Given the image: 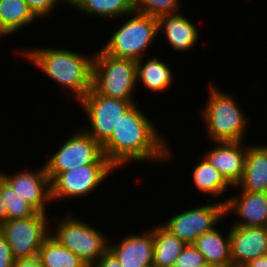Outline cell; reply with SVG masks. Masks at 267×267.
<instances>
[{"mask_svg": "<svg viewBox=\"0 0 267 267\" xmlns=\"http://www.w3.org/2000/svg\"><path fill=\"white\" fill-rule=\"evenodd\" d=\"M7 220L6 206L0 195V225Z\"/></svg>", "mask_w": 267, "mask_h": 267, "instance_id": "34", "label": "cell"}, {"mask_svg": "<svg viewBox=\"0 0 267 267\" xmlns=\"http://www.w3.org/2000/svg\"><path fill=\"white\" fill-rule=\"evenodd\" d=\"M197 267H218V266L205 262L201 265H198Z\"/></svg>", "mask_w": 267, "mask_h": 267, "instance_id": "35", "label": "cell"}, {"mask_svg": "<svg viewBox=\"0 0 267 267\" xmlns=\"http://www.w3.org/2000/svg\"><path fill=\"white\" fill-rule=\"evenodd\" d=\"M214 143L215 147L206 151L204 157L232 187L237 186L244 174L247 146H244L243 141Z\"/></svg>", "mask_w": 267, "mask_h": 267, "instance_id": "14", "label": "cell"}, {"mask_svg": "<svg viewBox=\"0 0 267 267\" xmlns=\"http://www.w3.org/2000/svg\"><path fill=\"white\" fill-rule=\"evenodd\" d=\"M14 260L8 241L0 232V267H13Z\"/></svg>", "mask_w": 267, "mask_h": 267, "instance_id": "30", "label": "cell"}, {"mask_svg": "<svg viewBox=\"0 0 267 267\" xmlns=\"http://www.w3.org/2000/svg\"><path fill=\"white\" fill-rule=\"evenodd\" d=\"M78 104L91 125L84 130L102 146L111 137L121 117L137 102L106 97L91 88Z\"/></svg>", "mask_w": 267, "mask_h": 267, "instance_id": "8", "label": "cell"}, {"mask_svg": "<svg viewBox=\"0 0 267 267\" xmlns=\"http://www.w3.org/2000/svg\"><path fill=\"white\" fill-rule=\"evenodd\" d=\"M146 233L124 236L119 243L108 244L120 267H147L153 265L154 227Z\"/></svg>", "mask_w": 267, "mask_h": 267, "instance_id": "15", "label": "cell"}, {"mask_svg": "<svg viewBox=\"0 0 267 267\" xmlns=\"http://www.w3.org/2000/svg\"><path fill=\"white\" fill-rule=\"evenodd\" d=\"M147 116L134 104L102 145L103 154L116 168L132 161L162 163L171 159L170 145Z\"/></svg>", "mask_w": 267, "mask_h": 267, "instance_id": "1", "label": "cell"}, {"mask_svg": "<svg viewBox=\"0 0 267 267\" xmlns=\"http://www.w3.org/2000/svg\"><path fill=\"white\" fill-rule=\"evenodd\" d=\"M117 168L114 165H85L58 173L51 181V201L87 196Z\"/></svg>", "mask_w": 267, "mask_h": 267, "instance_id": "11", "label": "cell"}, {"mask_svg": "<svg viewBox=\"0 0 267 267\" xmlns=\"http://www.w3.org/2000/svg\"><path fill=\"white\" fill-rule=\"evenodd\" d=\"M0 195L6 206L7 220L29 218L38 211L22 199L0 175Z\"/></svg>", "mask_w": 267, "mask_h": 267, "instance_id": "26", "label": "cell"}, {"mask_svg": "<svg viewBox=\"0 0 267 267\" xmlns=\"http://www.w3.org/2000/svg\"><path fill=\"white\" fill-rule=\"evenodd\" d=\"M232 267H243L250 260L267 255V227L231 226Z\"/></svg>", "mask_w": 267, "mask_h": 267, "instance_id": "13", "label": "cell"}, {"mask_svg": "<svg viewBox=\"0 0 267 267\" xmlns=\"http://www.w3.org/2000/svg\"><path fill=\"white\" fill-rule=\"evenodd\" d=\"M209 202L207 199L203 206L181 211L162 224L186 244H193L200 235L216 228L226 215V201Z\"/></svg>", "mask_w": 267, "mask_h": 267, "instance_id": "10", "label": "cell"}, {"mask_svg": "<svg viewBox=\"0 0 267 267\" xmlns=\"http://www.w3.org/2000/svg\"><path fill=\"white\" fill-rule=\"evenodd\" d=\"M136 61L116 58L100 49L93 58L92 89L106 97L135 102Z\"/></svg>", "mask_w": 267, "mask_h": 267, "instance_id": "4", "label": "cell"}, {"mask_svg": "<svg viewBox=\"0 0 267 267\" xmlns=\"http://www.w3.org/2000/svg\"><path fill=\"white\" fill-rule=\"evenodd\" d=\"M52 222L56 223V231L50 235L79 257L87 267H91L108 250L110 240L107 235L71 213L63 219L56 217Z\"/></svg>", "mask_w": 267, "mask_h": 267, "instance_id": "6", "label": "cell"}, {"mask_svg": "<svg viewBox=\"0 0 267 267\" xmlns=\"http://www.w3.org/2000/svg\"><path fill=\"white\" fill-rule=\"evenodd\" d=\"M91 267H120L118 259L108 249Z\"/></svg>", "mask_w": 267, "mask_h": 267, "instance_id": "31", "label": "cell"}, {"mask_svg": "<svg viewBox=\"0 0 267 267\" xmlns=\"http://www.w3.org/2000/svg\"><path fill=\"white\" fill-rule=\"evenodd\" d=\"M154 227L153 266L173 267L174 262L187 244L162 223Z\"/></svg>", "mask_w": 267, "mask_h": 267, "instance_id": "22", "label": "cell"}, {"mask_svg": "<svg viewBox=\"0 0 267 267\" xmlns=\"http://www.w3.org/2000/svg\"><path fill=\"white\" fill-rule=\"evenodd\" d=\"M180 0H134V11L159 18L180 10Z\"/></svg>", "mask_w": 267, "mask_h": 267, "instance_id": "27", "label": "cell"}, {"mask_svg": "<svg viewBox=\"0 0 267 267\" xmlns=\"http://www.w3.org/2000/svg\"><path fill=\"white\" fill-rule=\"evenodd\" d=\"M69 6L86 15L116 19L134 12V0H69Z\"/></svg>", "mask_w": 267, "mask_h": 267, "instance_id": "23", "label": "cell"}, {"mask_svg": "<svg viewBox=\"0 0 267 267\" xmlns=\"http://www.w3.org/2000/svg\"><path fill=\"white\" fill-rule=\"evenodd\" d=\"M38 19L25 0H0V36L20 31Z\"/></svg>", "mask_w": 267, "mask_h": 267, "instance_id": "21", "label": "cell"}, {"mask_svg": "<svg viewBox=\"0 0 267 267\" xmlns=\"http://www.w3.org/2000/svg\"><path fill=\"white\" fill-rule=\"evenodd\" d=\"M203 263H205L203 254L193 244H187L173 267H197Z\"/></svg>", "mask_w": 267, "mask_h": 267, "instance_id": "28", "label": "cell"}, {"mask_svg": "<svg viewBox=\"0 0 267 267\" xmlns=\"http://www.w3.org/2000/svg\"><path fill=\"white\" fill-rule=\"evenodd\" d=\"M243 267H267V255L250 260Z\"/></svg>", "mask_w": 267, "mask_h": 267, "instance_id": "33", "label": "cell"}, {"mask_svg": "<svg viewBox=\"0 0 267 267\" xmlns=\"http://www.w3.org/2000/svg\"><path fill=\"white\" fill-rule=\"evenodd\" d=\"M131 15L101 49L110 56L137 61L158 37V19L135 11Z\"/></svg>", "mask_w": 267, "mask_h": 267, "instance_id": "5", "label": "cell"}, {"mask_svg": "<svg viewBox=\"0 0 267 267\" xmlns=\"http://www.w3.org/2000/svg\"><path fill=\"white\" fill-rule=\"evenodd\" d=\"M36 68L40 69L56 83L72 92L79 102L92 88L93 56H85L77 51L58 48H33L22 54Z\"/></svg>", "mask_w": 267, "mask_h": 267, "instance_id": "2", "label": "cell"}, {"mask_svg": "<svg viewBox=\"0 0 267 267\" xmlns=\"http://www.w3.org/2000/svg\"><path fill=\"white\" fill-rule=\"evenodd\" d=\"M13 190L38 212L47 213V202L51 203L50 178L43 164L37 171H20L13 175L1 173Z\"/></svg>", "mask_w": 267, "mask_h": 267, "instance_id": "12", "label": "cell"}, {"mask_svg": "<svg viewBox=\"0 0 267 267\" xmlns=\"http://www.w3.org/2000/svg\"><path fill=\"white\" fill-rule=\"evenodd\" d=\"M38 257L43 267H87L79 257L51 235L44 240Z\"/></svg>", "mask_w": 267, "mask_h": 267, "instance_id": "25", "label": "cell"}, {"mask_svg": "<svg viewBox=\"0 0 267 267\" xmlns=\"http://www.w3.org/2000/svg\"><path fill=\"white\" fill-rule=\"evenodd\" d=\"M208 99L200 114L206 125V135L212 140L242 142L248 119L235 98L209 85Z\"/></svg>", "mask_w": 267, "mask_h": 267, "instance_id": "3", "label": "cell"}, {"mask_svg": "<svg viewBox=\"0 0 267 267\" xmlns=\"http://www.w3.org/2000/svg\"><path fill=\"white\" fill-rule=\"evenodd\" d=\"M28 4L29 9L33 14L38 18L42 19L45 16H48L53 9L57 7L60 1L69 3L68 0H25Z\"/></svg>", "mask_w": 267, "mask_h": 267, "instance_id": "29", "label": "cell"}, {"mask_svg": "<svg viewBox=\"0 0 267 267\" xmlns=\"http://www.w3.org/2000/svg\"><path fill=\"white\" fill-rule=\"evenodd\" d=\"M192 178L198 191L211 195L213 198H219L231 186L204 156L193 167Z\"/></svg>", "mask_w": 267, "mask_h": 267, "instance_id": "24", "label": "cell"}, {"mask_svg": "<svg viewBox=\"0 0 267 267\" xmlns=\"http://www.w3.org/2000/svg\"><path fill=\"white\" fill-rule=\"evenodd\" d=\"M214 228L200 235L193 245L203 254L207 263L218 267H232L230 255V230L224 237Z\"/></svg>", "mask_w": 267, "mask_h": 267, "instance_id": "19", "label": "cell"}, {"mask_svg": "<svg viewBox=\"0 0 267 267\" xmlns=\"http://www.w3.org/2000/svg\"><path fill=\"white\" fill-rule=\"evenodd\" d=\"M172 69L166 61L153 57L145 61L141 58L136 61V78L141 81L145 88L153 92H163L170 87L173 74Z\"/></svg>", "mask_w": 267, "mask_h": 267, "instance_id": "20", "label": "cell"}, {"mask_svg": "<svg viewBox=\"0 0 267 267\" xmlns=\"http://www.w3.org/2000/svg\"><path fill=\"white\" fill-rule=\"evenodd\" d=\"M44 164L50 181L60 172L85 165H113L103 154L102 146L84 129L72 134Z\"/></svg>", "mask_w": 267, "mask_h": 267, "instance_id": "7", "label": "cell"}, {"mask_svg": "<svg viewBox=\"0 0 267 267\" xmlns=\"http://www.w3.org/2000/svg\"><path fill=\"white\" fill-rule=\"evenodd\" d=\"M158 32L164 33L169 45L179 52L191 50L199 38L196 25L179 12L159 17Z\"/></svg>", "mask_w": 267, "mask_h": 267, "instance_id": "17", "label": "cell"}, {"mask_svg": "<svg viewBox=\"0 0 267 267\" xmlns=\"http://www.w3.org/2000/svg\"><path fill=\"white\" fill-rule=\"evenodd\" d=\"M13 267H43L38 255L14 260Z\"/></svg>", "mask_w": 267, "mask_h": 267, "instance_id": "32", "label": "cell"}, {"mask_svg": "<svg viewBox=\"0 0 267 267\" xmlns=\"http://www.w3.org/2000/svg\"><path fill=\"white\" fill-rule=\"evenodd\" d=\"M46 215L37 212L29 218L6 220L0 225V232L6 237L14 259L38 255L51 232L48 227L51 222Z\"/></svg>", "mask_w": 267, "mask_h": 267, "instance_id": "9", "label": "cell"}, {"mask_svg": "<svg viewBox=\"0 0 267 267\" xmlns=\"http://www.w3.org/2000/svg\"><path fill=\"white\" fill-rule=\"evenodd\" d=\"M238 195L223 199L226 215L235 212L240 218L232 225L267 227V192L242 191Z\"/></svg>", "mask_w": 267, "mask_h": 267, "instance_id": "16", "label": "cell"}, {"mask_svg": "<svg viewBox=\"0 0 267 267\" xmlns=\"http://www.w3.org/2000/svg\"><path fill=\"white\" fill-rule=\"evenodd\" d=\"M234 188L248 192H267V145H247L244 174Z\"/></svg>", "mask_w": 267, "mask_h": 267, "instance_id": "18", "label": "cell"}]
</instances>
